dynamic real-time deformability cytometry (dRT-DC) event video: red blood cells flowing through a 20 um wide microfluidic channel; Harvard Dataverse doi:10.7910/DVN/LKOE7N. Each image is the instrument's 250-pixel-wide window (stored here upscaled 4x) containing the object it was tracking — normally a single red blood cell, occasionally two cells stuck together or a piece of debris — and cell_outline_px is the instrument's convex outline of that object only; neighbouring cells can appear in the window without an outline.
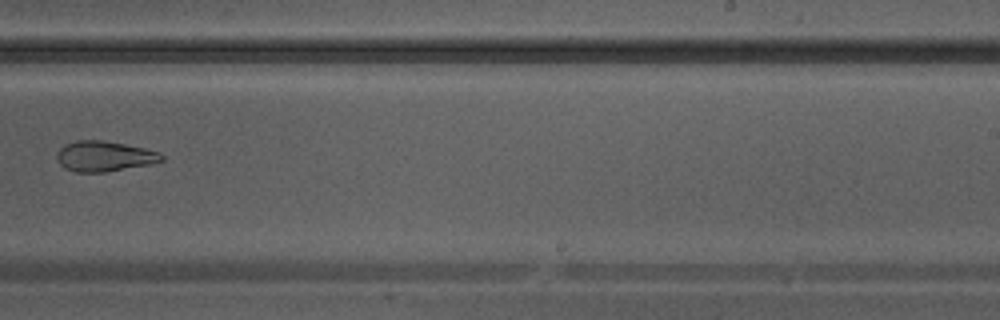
{"species": "Egyptian fruit bat (a non-hibernating species)", "species_latin": "Rousettus aegyptiacus", "temperature_condition": "warm", "stored_images_in_passage": 30, "camera_frame_rate_fps": 3000, "um_per_image_px": 0.085, "animal": {"sex": "male"}, "frame": {"image": 1, "passage_image": 18, "time_ms": 5.667, "image_size_px": [1000, 320], "cell_outline_px": [[164, 160], [152, 164], [104, 172], [76, 172], [64, 168], [60, 164], [56, 156], [56, 152], [64, 144], [76, 140], [104, 140], [144, 148], [160, 152], [164, 156]], "centroid_in_image_um": [8.86, 13.28], "position_along_channel_um": 280.1, "area_um2": 18.67}}